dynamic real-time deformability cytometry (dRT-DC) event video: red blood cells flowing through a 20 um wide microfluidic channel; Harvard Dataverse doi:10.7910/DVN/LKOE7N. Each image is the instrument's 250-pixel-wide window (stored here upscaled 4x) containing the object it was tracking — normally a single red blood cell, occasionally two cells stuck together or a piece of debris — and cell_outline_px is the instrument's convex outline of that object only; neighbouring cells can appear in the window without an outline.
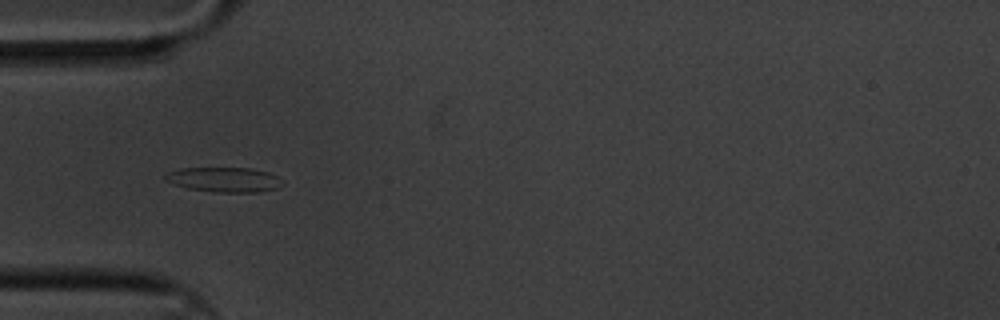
{"species": "common noctule bat (a hibernating species)", "species_latin": "Nyctalus noctula", "temperature_condition": "cold", "stored_images_in_passage": 6, "camera_frame_rate_fps": 3000, "um_per_image_px": 0.085, "animal": {"sex": "male", "body_mass_g": 20.1, "forearm_length_mm": 53.5}, "frame": {"image": 1, "passage_image": 5, "time_ms": 1.333, "image_size_px": [1000, 320], "cell_outline_px": [[284, 184], [276, 188], [256, 192], [216, 192], [188, 188], [164, 180], [164, 176], [168, 172], [180, 168], [248, 168], [268, 172], [284, 180]], "centroid_in_image_um": [19.07, 15.26], "position_along_channel_um": 65.9, "area_um2": 16.82}}